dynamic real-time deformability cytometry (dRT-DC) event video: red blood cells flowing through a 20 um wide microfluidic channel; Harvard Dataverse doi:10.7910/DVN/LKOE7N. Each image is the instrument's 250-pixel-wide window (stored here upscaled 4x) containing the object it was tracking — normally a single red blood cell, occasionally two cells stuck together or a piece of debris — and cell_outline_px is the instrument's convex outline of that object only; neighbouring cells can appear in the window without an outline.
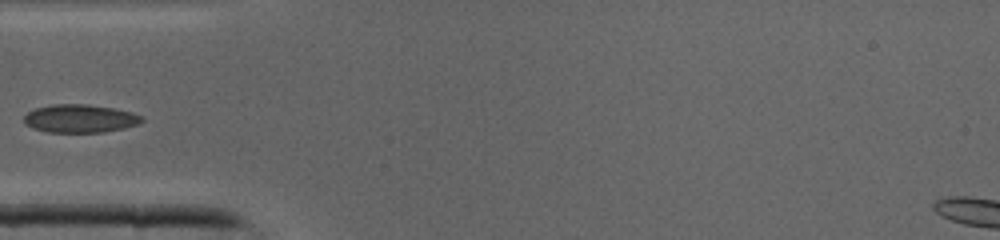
{"species": "common noctule bat (a hibernating species)", "species_latin": "Nyctalus noctula", "temperature_condition": "cold", "stored_images_in_passage": 29, "camera_frame_rate_fps": 3000, "um_per_image_px": 0.085, "animal": {"sex": "male", "body_mass_g": 19.0, "forearm_length_mm": 50.8}, "frame": {"image": 1, "passage_image": 1, "time_ms": 0.0, "image_size_px": [1000, 240], "cell_outline_px": [[144, 120], [140, 124], [124, 128], [104, 132], [48, 132], [32, 128], [24, 124], [24, 116], [28, 112], [36, 108], [56, 104], [88, 104], [112, 108], [132, 112], [144, 116]], "centroid_in_image_um": [6.83, 10.08], "position_along_channel_um": 78.2, "area_um2": 19.42}}
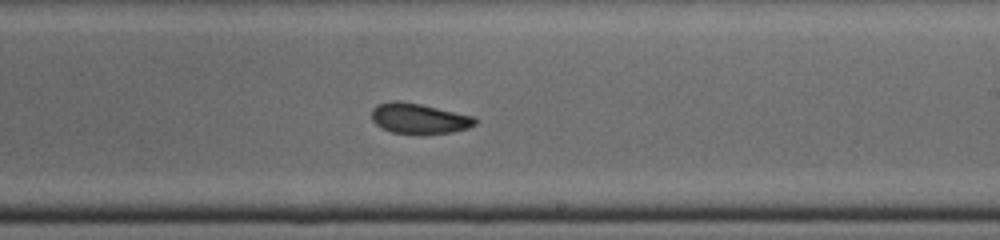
{"frame": {"image": 2, "passage_image": 12, "time_ms": 3.667, "image_size_px": [1000, 240], "cell_outline_px": [[476, 124], [468, 128], [452, 132], [420, 136], [392, 132], [376, 124], [372, 120], [372, 108], [376, 104], [392, 100], [396, 100], [420, 104], [476, 116]], "centroid_in_image_um": [35.63, 10.09], "position_along_channel_um": 253.4, "area_um2": 18.79}}
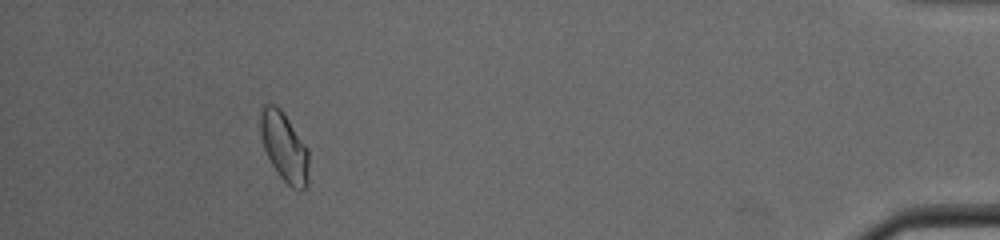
{"frame": {"image": 3, "passage_image": 26, "time_ms": 8.333, "image_size_px": [1000, 240], "cell_outline_px": [[308, 184], [304, 188], [292, 188], [280, 176], [272, 164], [264, 148], [260, 132], [260, 112], [264, 104], [276, 104], [280, 108], [308, 148]], "centroid_in_image_um": [24.16, 12.46], "position_along_channel_um": 411.0, "area_um2": 19.25}}